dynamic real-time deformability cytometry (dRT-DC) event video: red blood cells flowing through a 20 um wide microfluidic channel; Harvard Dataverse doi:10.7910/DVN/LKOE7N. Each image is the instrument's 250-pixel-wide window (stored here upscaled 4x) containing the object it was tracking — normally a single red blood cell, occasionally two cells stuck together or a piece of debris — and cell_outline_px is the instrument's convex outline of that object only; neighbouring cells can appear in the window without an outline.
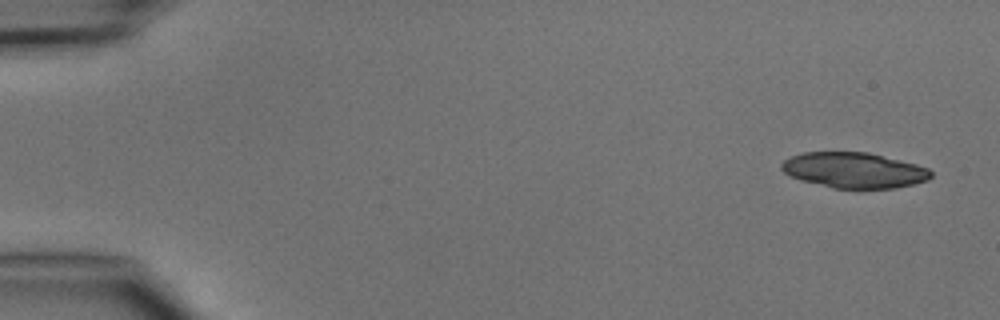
{"species": "common noctule bat (a hibernating species)", "species_latin": "Nyctalus noctula", "temperature_condition": "cold", "stored_images_in_passage": 6, "camera_frame_rate_fps": 3000, "um_per_image_px": 0.085, "animal": {"sex": "male", "body_mass_g": 15.6}, "frame": {"image": 1, "passage_image": 1, "time_ms": 0.0, "image_size_px": [1000, 320], "cell_outline_px": [[932, 176], [928, 180], [896, 188], [832, 188], [800, 180], [784, 172], [780, 168], [780, 164], [784, 160], [792, 156], [804, 152], [868, 152], [916, 164], [928, 168], [932, 172]], "centroid_in_image_um": [72.59, 14.47], "position_along_channel_um": 12.4, "area_um2": 30.87}}